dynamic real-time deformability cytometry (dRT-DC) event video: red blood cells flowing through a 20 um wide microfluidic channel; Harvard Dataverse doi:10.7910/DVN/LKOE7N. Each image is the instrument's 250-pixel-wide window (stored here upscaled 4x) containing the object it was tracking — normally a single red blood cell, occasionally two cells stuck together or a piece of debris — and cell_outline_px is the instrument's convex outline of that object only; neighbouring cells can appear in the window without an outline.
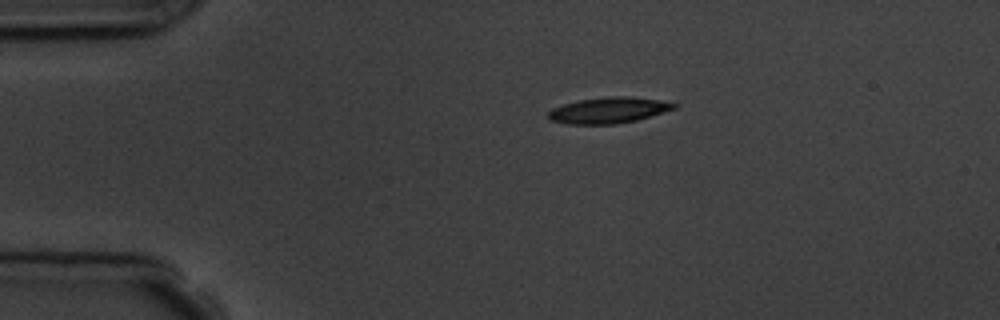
{"species": "common noctule bat (a hibernating species)", "species_latin": "Nyctalus noctula", "temperature_condition": "room temperature", "stored_images_in_passage": 9, "camera_frame_rate_fps": 3000, "um_per_image_px": 0.085, "animal": {"sex": "male", "body_mass_g": 19.5, "forearm_length_mm": 54.6}, "frame": {"image": 1, "passage_image": 1, "time_ms": 0.0, "image_size_px": [1000, 320], "cell_outline_px": [[680, 104], [676, 108], [636, 120], [616, 124], [568, 124], [548, 120], [548, 112], [552, 108], [564, 104], [580, 100], [608, 96], [628, 96], [660, 100]], "centroid_in_image_um": [51.72, 9.37], "position_along_channel_um": 33.3, "area_um2": 19.02}}
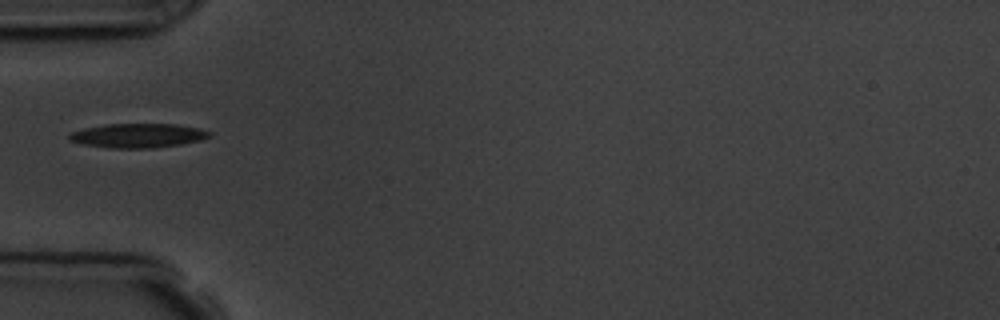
{"frame": {"image": 2, "passage_image": 3, "time_ms": 2.333, "image_size_px": [1000, 320], "cell_outline_px": [[212, 136], [200, 140], [180, 144], [152, 148], [108, 148], [80, 144], [68, 140], [68, 136], [72, 132], [84, 128], [104, 124], [176, 124], [200, 128], [212, 132]], "centroid_in_image_um": [11.71, 11.52], "position_along_channel_um": 73.3, "area_um2": 19.94}}
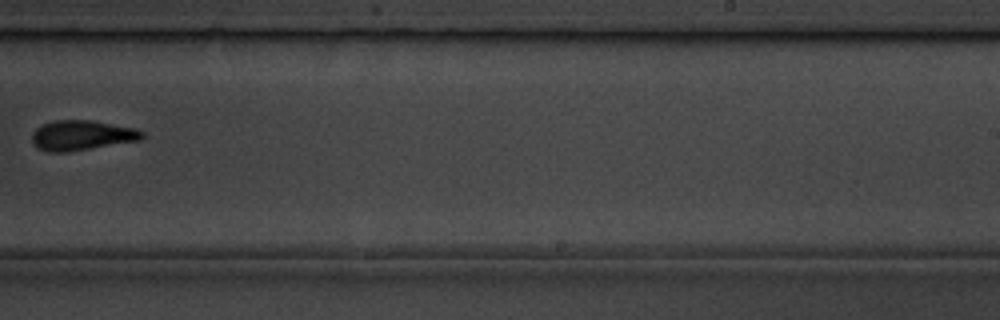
{"frame": {"image": 3, "passage_image": 8, "time_ms": 8.0, "image_size_px": [1000, 320], "cell_outline_px": [[144, 136], [140, 140], [68, 152], [48, 152], [40, 148], [32, 140], [32, 132], [36, 128], [52, 120], [92, 120], [136, 128], [144, 132]], "centroid_in_image_um": [6.97, 11.49], "position_along_channel_um": 282.0, "area_um2": 19.19}}